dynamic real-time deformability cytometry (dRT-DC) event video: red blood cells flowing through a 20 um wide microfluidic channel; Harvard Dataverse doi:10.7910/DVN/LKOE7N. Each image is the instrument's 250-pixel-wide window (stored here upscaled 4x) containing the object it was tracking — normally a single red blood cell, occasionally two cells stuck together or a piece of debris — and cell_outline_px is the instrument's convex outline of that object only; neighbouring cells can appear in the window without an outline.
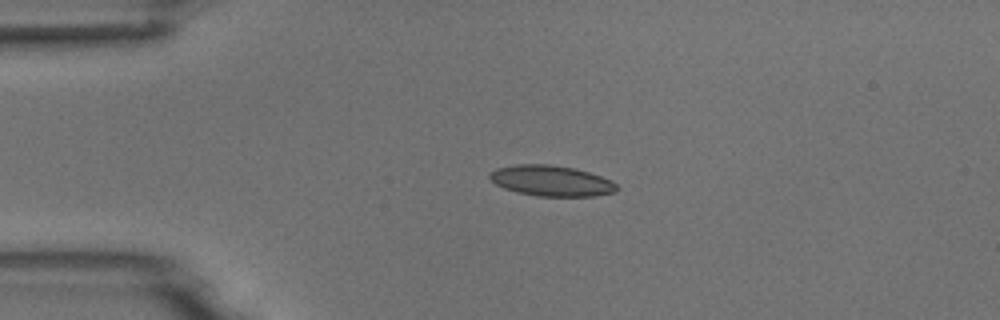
{"species": "common noctule bat (a hibernating species)", "species_latin": "Nyctalus noctula", "temperature_condition": "room temperature", "stored_images_in_passage": 2, "camera_frame_rate_fps": 3000, "um_per_image_px": 0.085, "animal": {"sex": "male", "body_mass_g": 18.8}, "frame": {"image": 1, "passage_image": 1, "time_ms": 0.0, "image_size_px": [1000, 320], "cell_outline_px": [[620, 188], [616, 192], [596, 196], [536, 196], [516, 192], [504, 188], [496, 184], [488, 176], [488, 172], [496, 168], [516, 164], [548, 164], [576, 168], [612, 180]], "centroid_in_image_um": [46.87, 15.36], "position_along_channel_um": 38.1, "area_um2": 22.95}}